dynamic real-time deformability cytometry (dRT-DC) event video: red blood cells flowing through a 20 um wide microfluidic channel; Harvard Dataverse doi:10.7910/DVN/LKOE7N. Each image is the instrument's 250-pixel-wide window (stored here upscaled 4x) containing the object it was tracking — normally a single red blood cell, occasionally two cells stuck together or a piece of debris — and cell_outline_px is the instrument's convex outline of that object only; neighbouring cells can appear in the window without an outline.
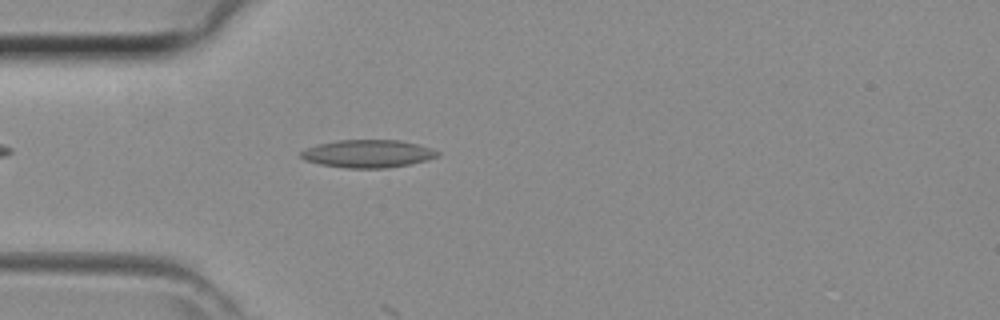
{"species": "common noctule bat (a hibernating species)", "species_latin": "Nyctalus noctula", "temperature_condition": "room temperature", "stored_images_in_passage": 8, "camera_frame_rate_fps": 3000, "um_per_image_px": 0.085, "animal": {"sex": "female", "body_mass_g": 29.2, "forearm_length_mm": 56.3}, "frame": {"image": 1, "passage_image": 4, "time_ms": 1.0, "image_size_px": [1000, 320], "cell_outline_px": [[440, 156], [428, 160], [408, 164], [384, 168], [348, 168], [320, 164], [304, 160], [300, 156], [300, 152], [304, 148], [316, 144], [336, 140], [400, 140], [432, 148], [440, 152]], "centroid_in_image_um": [31.25, 13.05], "position_along_channel_um": 53.8, "area_um2": 22.25}}
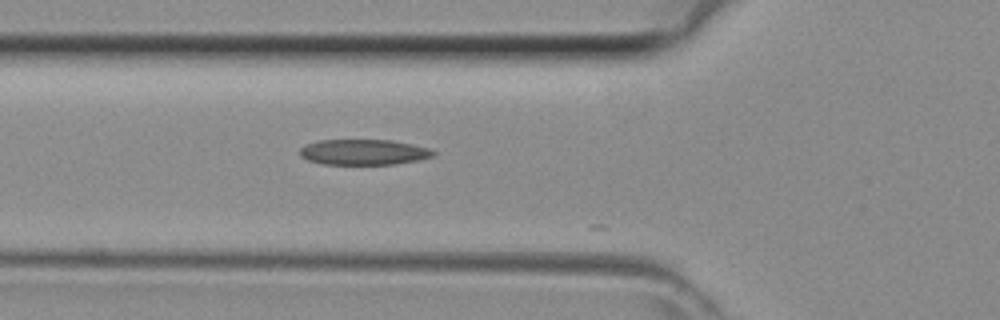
{"frame": {"image": 2, "passage_image": 7, "time_ms": 2.0, "image_size_px": [1000, 320], "cell_outline_px": [[436, 152], [432, 156], [420, 160], [396, 164], [324, 164], [308, 160], [300, 156], [300, 148], [304, 144], [320, 140], [392, 140], [412, 144], [428, 148]], "centroid_in_image_um": [30.9, 12.93], "position_along_channel_um": 94.9, "area_um2": 19.88}}